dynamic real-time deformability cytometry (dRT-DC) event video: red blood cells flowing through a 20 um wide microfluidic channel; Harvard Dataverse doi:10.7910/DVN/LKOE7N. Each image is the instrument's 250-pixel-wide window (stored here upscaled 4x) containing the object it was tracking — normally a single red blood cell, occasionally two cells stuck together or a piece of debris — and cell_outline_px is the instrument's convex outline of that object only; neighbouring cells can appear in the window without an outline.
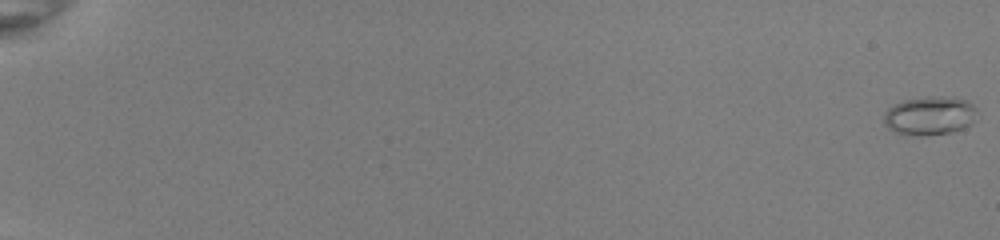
{"species": "common noctule bat (a hibernating species)", "species_latin": "Nyctalus noctula", "temperature_condition": "room temperature", "stored_images_in_passage": 7, "camera_frame_rate_fps": 3000, "um_per_image_px": 0.085, "animal": {"sex": "female", "body_mass_g": 22.0, "forearm_length_mm": 56.7}, "frame": {"image": 1, "passage_image": 1, "time_ms": 0.0, "image_size_px": [1000, 240], "cell_outline_px": [[976, 120], [972, 124], [964, 128], [948, 132], [924, 136], [920, 136], [896, 132], [888, 128], [884, 124], [884, 112], [888, 108], [904, 100], [928, 96], [940, 96], [968, 100], [976, 108]], "centroid_in_image_um": [79.04, 9.83], "position_along_channel_um": 6.0, "area_um2": 21.04}}